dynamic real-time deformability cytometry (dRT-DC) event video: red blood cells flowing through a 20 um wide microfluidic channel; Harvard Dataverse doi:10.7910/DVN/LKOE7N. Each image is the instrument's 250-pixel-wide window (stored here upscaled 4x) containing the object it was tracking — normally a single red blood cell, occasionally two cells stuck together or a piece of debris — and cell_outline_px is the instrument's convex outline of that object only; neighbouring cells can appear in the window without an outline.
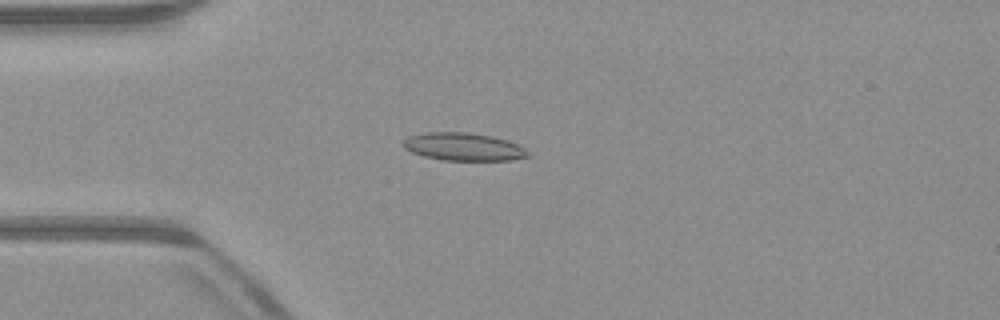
{"species": "common noctule bat (a hibernating species)", "species_latin": "Nyctalus noctula", "temperature_condition": "warm", "stored_images_in_passage": 52, "camera_frame_rate_fps": 3000, "um_per_image_px": 0.085, "animal": {"sex": "male", "body_mass_g": 23.1, "forearm_length_mm": 52.7}, "frame": {"image": 1, "passage_image": 14, "time_ms": 4.333, "image_size_px": [1000, 320], "cell_outline_px": [[532, 156], [512, 160], [444, 160], [424, 156], [412, 152], [404, 148], [404, 140], [408, 136], [424, 132], [468, 132], [492, 136], [516, 144], [524, 148]], "centroid_in_image_um": [39.39, 12.47], "position_along_channel_um": 45.6, "area_um2": 20.11}}
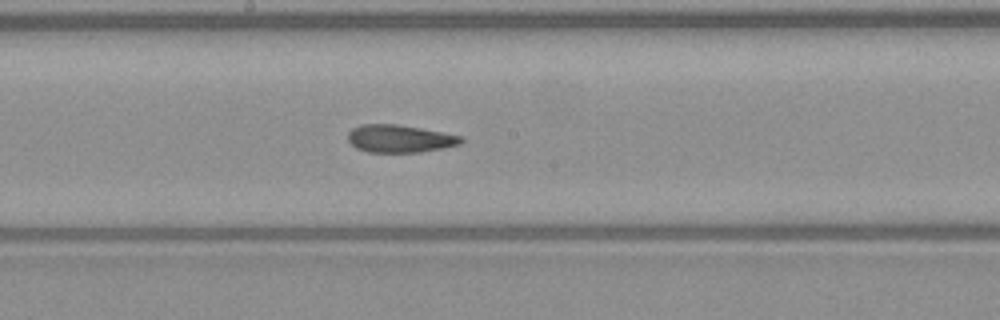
{"frame": {"image": 2, "passage_image": 28, "time_ms": 9.0, "image_size_px": [1000, 320], "cell_outline_px": [[464, 140], [460, 144], [420, 152], [368, 152], [356, 148], [348, 140], [348, 132], [352, 128], [360, 124], [396, 124], [420, 128], [460, 136]], "centroid_in_image_um": [33.92, 11.78], "position_along_channel_um": 214.3, "area_um2": 18.03}}
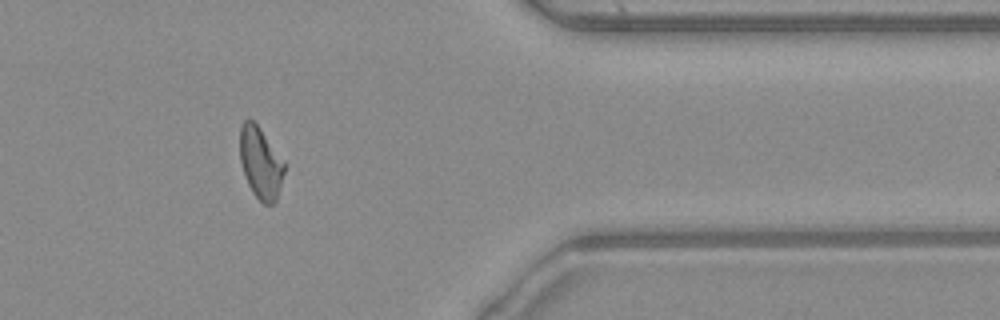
{"frame": {"image": 3, "passage_image": 43, "time_ms": 14.0, "image_size_px": [1000, 320], "cell_outline_px": [[284, 172], [276, 200], [272, 204], [264, 204], [252, 192], [248, 184], [240, 160], [240, 128], [244, 120], [248, 116], [260, 128], [284, 160]], "centroid_in_image_um": [22.14, 13.81], "position_along_channel_um": 389.3, "area_um2": 18.38}, "authors_computed_cell_mechanics": {"area_um2": 18.6694, "velocity_mm_per_s": 3.959, "shape_relaxation_time_tau1_ms": null, "shape_relaxation_time_tau2_ms": 1.6509, "deformation_change_tau1": null, "deformation_change_tau2": 0.0845}}